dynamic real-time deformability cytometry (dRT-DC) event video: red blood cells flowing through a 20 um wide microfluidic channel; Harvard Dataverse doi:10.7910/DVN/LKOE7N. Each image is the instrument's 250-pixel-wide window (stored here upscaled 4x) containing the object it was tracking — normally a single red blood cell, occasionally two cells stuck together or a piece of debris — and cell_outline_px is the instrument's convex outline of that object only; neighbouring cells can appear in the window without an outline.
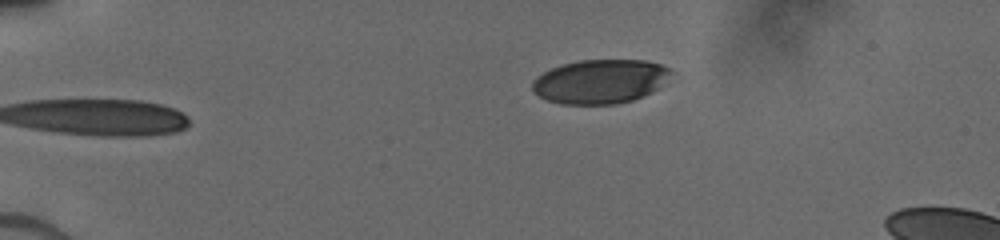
{"species": "human", "species_latin": "Homo sapiens", "temperature_condition": "cold", "stored_images_in_passage": 73, "camera_frame_rate_fps": 3000, "um_per_image_px": 0.085, "donor": {"sex": "male"}, "frame": {"image": 1, "passage_image": 1, "time_ms": 0.0, "image_size_px": [1000, 240], "cell_outline_px": [[672, 72], [668, 84], [652, 92], [632, 100], [616, 104], [560, 104], [548, 100], [540, 96], [532, 88], [532, 80], [536, 76], [552, 68], [564, 64], [580, 60], [648, 60], [660, 64], [668, 68]], "centroid_in_image_um": [51.07, 6.92], "position_along_channel_um": 33.9, "area_um2": 35.84}}
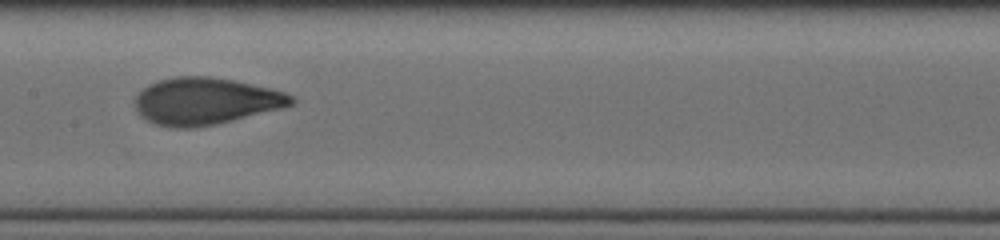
{"frame": {"image": 2, "passage_image": 23, "time_ms": 5.667, "image_size_px": [1000, 240], "cell_outline_px": [[296, 100], [292, 104], [284, 108], [216, 124], [192, 128], [176, 128], [156, 124], [140, 116], [136, 108], [136, 96], [148, 84], [160, 80], [176, 76], [208, 76], [232, 80], [272, 88], [284, 92], [292, 96]], "centroid_in_image_um": [17.49, 8.6], "position_along_channel_um": 189.9, "area_um2": 42.66}}
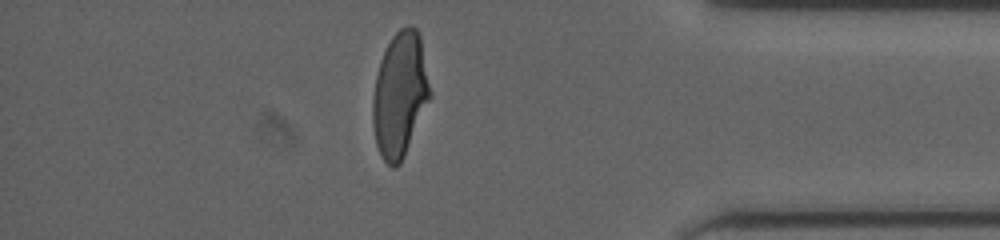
{"frame": {"image": 3, "passage_image": 59, "time_ms": 11.333, "image_size_px": [1000, 240], "cell_outline_px": [[432, 96], [404, 156], [400, 164], [396, 168], [392, 168], [380, 156], [376, 144], [372, 124], [372, 100], [376, 76], [380, 60], [392, 36], [400, 28], [408, 24], [412, 24], [416, 28], [420, 36], [432, 92]], "centroid_in_image_um": [34.0, 8.05], "position_along_channel_um": 401.2, "area_um2": 42.08}}